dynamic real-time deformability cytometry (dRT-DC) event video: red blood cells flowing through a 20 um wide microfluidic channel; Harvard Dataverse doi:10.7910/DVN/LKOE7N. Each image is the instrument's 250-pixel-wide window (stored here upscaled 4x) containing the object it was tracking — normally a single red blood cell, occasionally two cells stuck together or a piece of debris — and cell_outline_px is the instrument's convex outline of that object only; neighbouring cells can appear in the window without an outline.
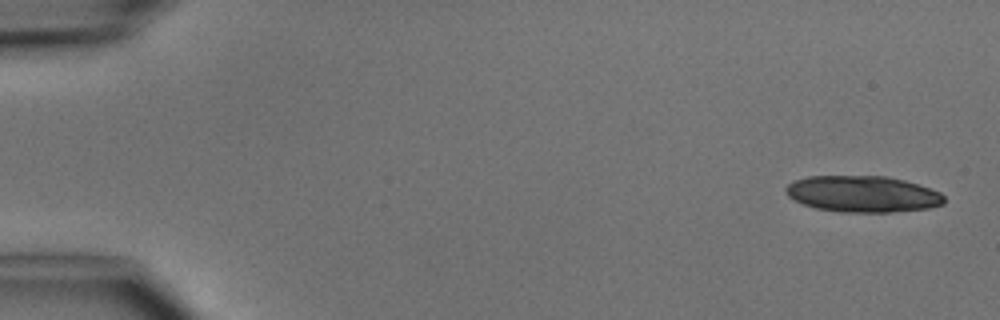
{"species": "common noctule bat (a hibernating species)", "species_latin": "Nyctalus noctula", "temperature_condition": "cold", "stored_images_in_passage": 7, "segment_of_instrument_passage": [1, 2], "camera_frame_rate_fps": 3000, "um_per_image_px": 0.085, "animal": {"sex": "male", "body_mass_g": 15.6}, "frame": {"image": 1, "passage_image": 1, "time_ms": 0.0, "image_size_px": [1000, 320], "cell_outline_px": [[944, 204], [928, 208], [888, 212], [840, 212], [816, 208], [804, 204], [788, 196], [784, 192], [784, 188], [788, 184], [796, 180], [808, 176], [888, 176], [904, 180], [940, 192], [944, 196]], "centroid_in_image_um": [73.31, 16.49], "position_along_channel_um": 11.7, "area_um2": 33.41}}